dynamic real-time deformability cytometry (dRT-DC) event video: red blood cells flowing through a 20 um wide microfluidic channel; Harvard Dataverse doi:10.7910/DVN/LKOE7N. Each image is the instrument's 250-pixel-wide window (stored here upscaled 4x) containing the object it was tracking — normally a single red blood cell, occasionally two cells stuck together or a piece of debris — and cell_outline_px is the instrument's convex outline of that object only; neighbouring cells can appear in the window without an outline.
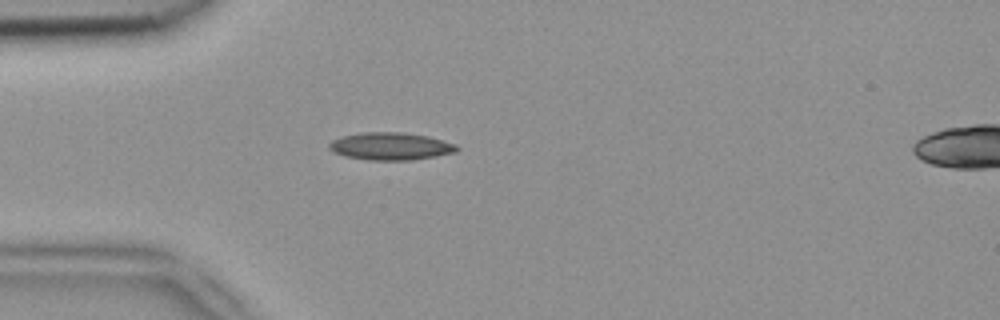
{"species": "common noctule bat (a hibernating species)", "species_latin": "Nyctalus noctula", "temperature_condition": "room temperature", "stored_images_in_passage": 38, "camera_frame_rate_fps": 3000, "um_per_image_px": 0.085, "animal": {"sex": "female", "body_mass_g": 18.4}, "frame": {"image": 1, "passage_image": 1, "time_ms": 0.0, "image_size_px": [1000, 320], "cell_outline_px": [[460, 148], [456, 152], [436, 156], [412, 160], [372, 160], [348, 156], [336, 152], [328, 148], [328, 144], [332, 140], [340, 136], [360, 132], [404, 132], [428, 136], [456, 144]], "centroid_in_image_um": [33.23, 12.42], "position_along_channel_um": 51.8, "area_um2": 20.46}}
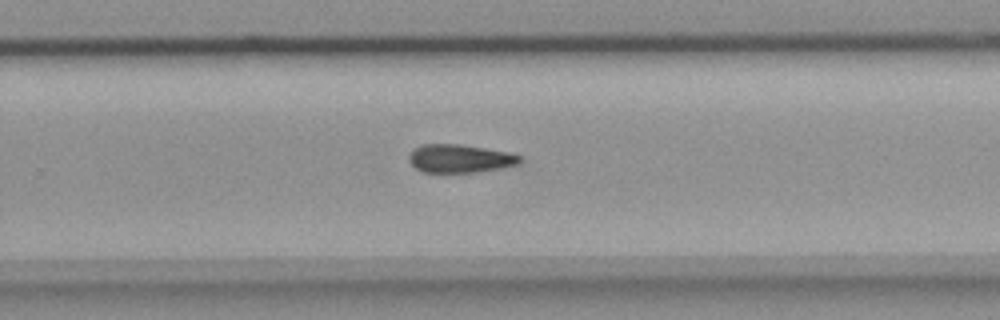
{"frame": {"image": 2, "passage_image": 20, "time_ms": 6.333, "image_size_px": [1000, 320], "cell_outline_px": [[520, 164], [500, 168], [476, 172], [424, 172], [416, 168], [408, 160], [408, 156], [420, 144], [460, 144], [508, 152], [520, 156]], "centroid_in_image_um": [39.08, 13.47], "position_along_channel_um": 290.7, "area_um2": 18.09}}
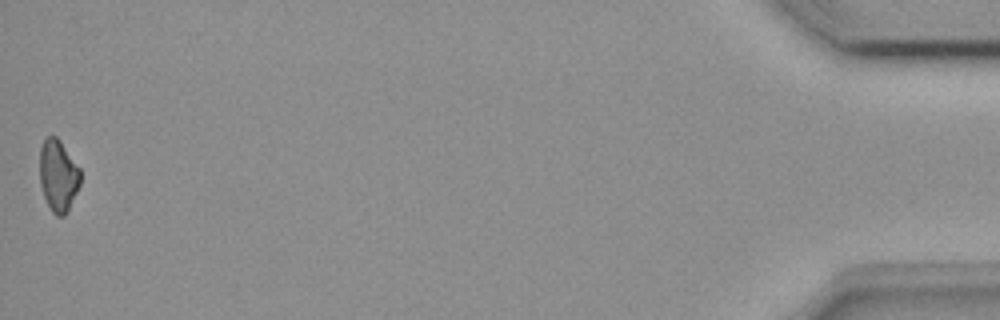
{"frame": {"image": 3, "passage_image": 38, "time_ms": 12.333, "image_size_px": [1000, 320], "cell_outline_px": [[80, 184], [64, 216], [56, 216], [52, 212], [44, 196], [40, 184], [40, 148], [44, 136], [56, 136], [60, 140], [80, 168]], "centroid_in_image_um": [4.93, 14.88], "position_along_channel_um": 430.3, "area_um2": 16.94}}